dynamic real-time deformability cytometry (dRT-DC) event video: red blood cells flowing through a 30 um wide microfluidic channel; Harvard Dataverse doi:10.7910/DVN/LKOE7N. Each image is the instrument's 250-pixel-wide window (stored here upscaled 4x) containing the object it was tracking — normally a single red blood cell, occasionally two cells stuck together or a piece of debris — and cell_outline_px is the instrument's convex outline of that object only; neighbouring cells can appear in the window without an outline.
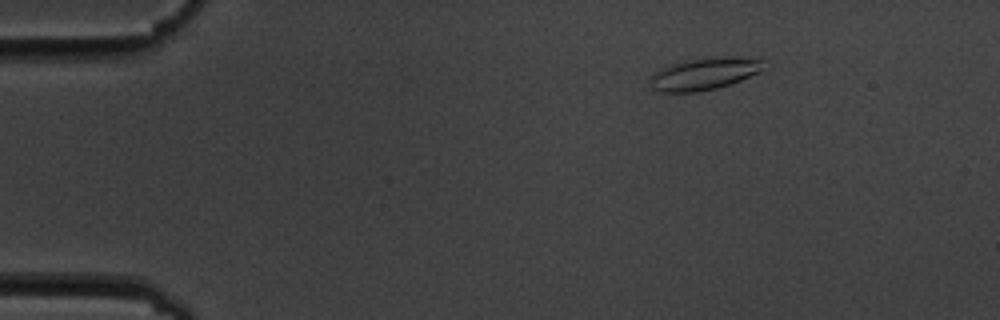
{"species": "common noctule bat (a hibernating species)", "species_latin": "Nyctalus noctula", "temperature_condition": "cold", "stored_images_in_passage": 7, "camera_frame_rate_fps": 3000, "um_per_image_px": 0.085, "animal": {"sex": "male", "body_mass_g": 19.5, "forearm_length_mm": 54.6}, "frame": {"image": 1, "passage_image": 3, "time_ms": 2.333, "image_size_px": [1000, 320], "cell_outline_px": [[772, 64], [768, 68], [760, 72], [740, 80], [716, 88], [700, 92], [660, 92], [652, 88], [652, 76], [660, 68], [668, 64], [684, 60], [724, 56], [732, 56], [764, 60]], "centroid_in_image_um": [59.96, 6.25], "position_along_channel_um": 25.0, "area_um2": 21.56}}
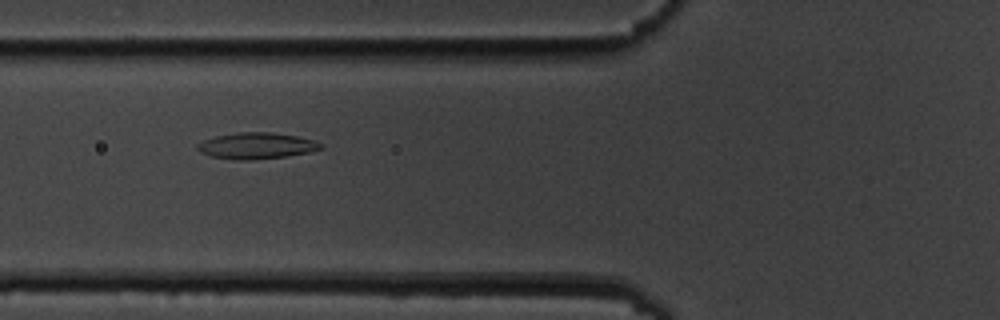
{"frame": {"image": 2, "passage_image": 6, "time_ms": 6.667, "image_size_px": [1000, 320], "cell_outline_px": [[324, 148], [308, 152], [288, 156], [252, 160], [236, 160], [208, 156], [200, 152], [196, 148], [196, 144], [204, 140], [216, 136], [236, 132], [272, 132], [296, 136], [316, 140], [324, 144]], "centroid_in_image_um": [21.81, 12.39], "position_along_channel_um": 104.0, "area_um2": 19.13}}
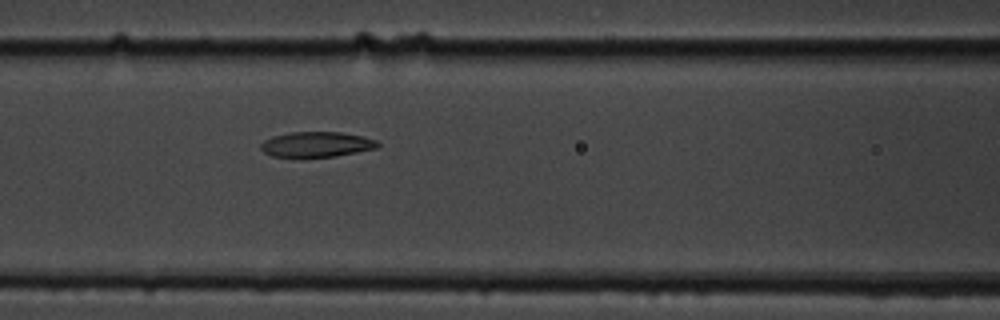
{"frame": {"image": 3, "passage_image": 7, "time_ms": 7.667, "image_size_px": [1000, 320], "cell_outline_px": [[380, 144], [376, 148], [336, 156], [272, 156], [264, 152], [260, 148], [260, 144], [264, 140], [272, 136], [292, 132], [340, 132], [364, 136], [376, 140]], "centroid_in_image_um": [26.91, 12.25], "position_along_channel_um": 139.7, "area_um2": 16.99}}